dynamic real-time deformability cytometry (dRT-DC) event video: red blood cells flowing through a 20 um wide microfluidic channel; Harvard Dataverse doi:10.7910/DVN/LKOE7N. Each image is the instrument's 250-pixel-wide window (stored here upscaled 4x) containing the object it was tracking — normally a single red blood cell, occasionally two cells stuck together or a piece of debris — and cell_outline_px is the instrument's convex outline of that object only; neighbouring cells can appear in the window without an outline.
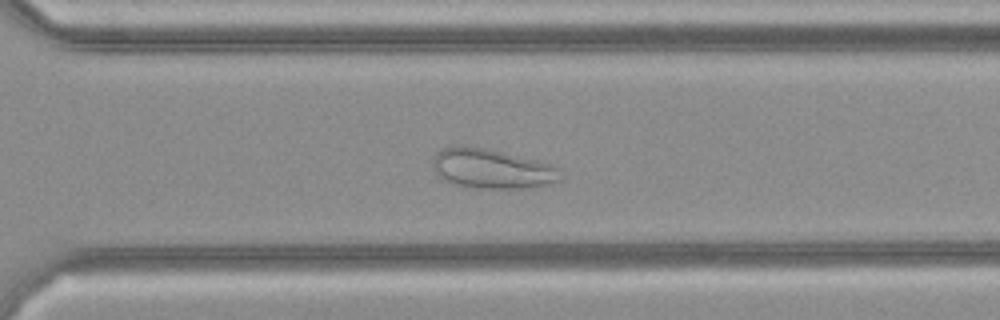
{"species": "common noctule bat (a hibernating species)", "species_latin": "Nyctalus noctula", "temperature_condition": "cold", "stored_images_in_passage": 38, "camera_frame_rate_fps": 3000, "um_per_image_px": 0.085, "animal": {"sex": "female", "body_mass_g": 21.9}, "frame": {"image": 1, "passage_image": 27, "time_ms": 8.667, "image_size_px": [1000, 320], "cell_outline_px": [[564, 176], [560, 180], [548, 184], [524, 188], [484, 188], [452, 184], [436, 176], [432, 164], [432, 160], [436, 152], [444, 148], [460, 144], [488, 148], [552, 164], [560, 168]], "centroid_in_image_um": [41.8, 14.32], "position_along_channel_um": 328.8, "area_um2": 29.94}}